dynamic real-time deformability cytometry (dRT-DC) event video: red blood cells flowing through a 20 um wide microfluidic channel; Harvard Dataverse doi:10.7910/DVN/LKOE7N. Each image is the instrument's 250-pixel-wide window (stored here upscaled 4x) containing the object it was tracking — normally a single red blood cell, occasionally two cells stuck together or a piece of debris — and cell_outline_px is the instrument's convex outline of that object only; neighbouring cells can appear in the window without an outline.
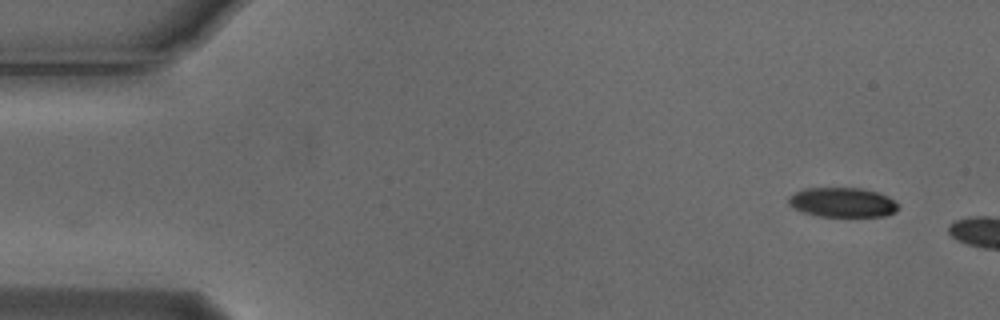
{"species": "Egyptian fruit bat (a non-hibernating species)", "species_latin": "Rousettus aegyptiacus", "temperature_condition": "cold", "stored_images_in_passage": 5, "camera_frame_rate_fps": 3000, "um_per_image_px": 0.085, "animal": {"sex": "male"}, "frame": {"image": 1, "passage_image": 1, "time_ms": 0.0, "image_size_px": [1000, 320], "cell_outline_px": [[900, 204], [896, 212], [888, 216], [820, 216], [804, 212], [788, 204], [788, 196], [804, 188], [864, 188], [888, 196]], "centroid_in_image_um": [71.66, 17.2], "position_along_channel_um": 13.3, "area_um2": 18.96}}